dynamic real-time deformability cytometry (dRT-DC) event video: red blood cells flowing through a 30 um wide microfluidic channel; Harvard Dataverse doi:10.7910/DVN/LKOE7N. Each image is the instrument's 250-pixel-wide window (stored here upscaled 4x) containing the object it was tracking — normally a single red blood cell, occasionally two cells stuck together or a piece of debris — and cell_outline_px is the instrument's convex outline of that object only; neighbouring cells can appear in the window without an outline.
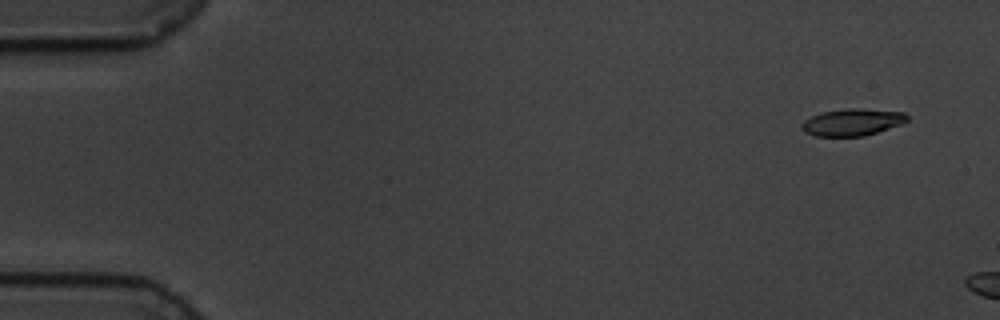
{"species": "common noctule bat (a hibernating species)", "species_latin": "Nyctalus noctula", "temperature_condition": "cold", "stored_images_in_passage": 6, "camera_frame_rate_fps": 3000, "um_per_image_px": 0.085, "animal": {"sex": "male", "body_mass_g": 19.5, "forearm_length_mm": 54.6}, "frame": {"image": 1, "passage_image": 1, "time_ms": 0.0, "image_size_px": [1000, 320], "cell_outline_px": [[908, 120], [904, 124], [864, 136], [816, 136], [804, 132], [800, 128], [800, 124], [804, 120], [820, 112], [844, 108], [860, 108], [904, 112], [908, 116]], "centroid_in_image_um": [72.44, 10.38], "position_along_channel_um": 12.6, "area_um2": 16.88}}